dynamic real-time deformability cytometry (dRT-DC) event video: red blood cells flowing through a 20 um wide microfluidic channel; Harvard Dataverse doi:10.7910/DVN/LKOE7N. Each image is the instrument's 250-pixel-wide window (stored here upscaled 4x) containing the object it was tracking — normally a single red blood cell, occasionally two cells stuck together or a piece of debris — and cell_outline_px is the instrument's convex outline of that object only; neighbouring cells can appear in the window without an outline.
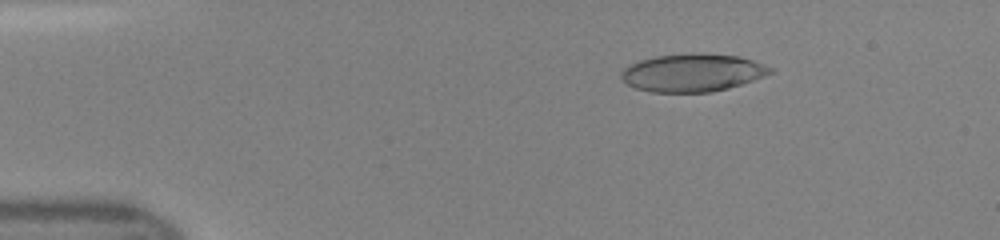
{"species": "human", "species_latin": "Homo sapiens", "temperature_condition": "room temperature", "stored_images_in_passage": 45, "camera_frame_rate_fps": 3000, "um_per_image_px": 0.085, "donor": {"sex": "female"}, "frame": {"image": 1, "passage_image": 7, "time_ms": 2.0, "image_size_px": [1000, 240], "cell_outline_px": [[776, 72], [728, 88], [712, 92], [652, 92], [636, 88], [628, 84], [620, 76], [620, 72], [628, 64], [640, 60], [656, 56], [688, 52], [704, 52], [740, 56], [776, 68]], "centroid_in_image_um": [58.89, 6.15], "position_along_channel_um": 26.1, "area_um2": 33.35}}
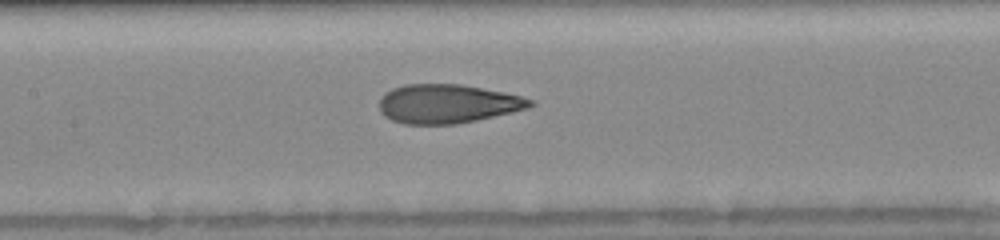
{"frame": {"image": 2, "passage_image": 22, "time_ms": 7.0, "image_size_px": [1000, 240], "cell_outline_px": [[536, 104], [528, 108], [512, 112], [476, 120], [456, 124], [404, 124], [392, 120], [384, 116], [380, 112], [380, 96], [384, 92], [392, 88], [404, 84], [460, 84], [504, 92], [536, 100]], "centroid_in_image_um": [38.03, 8.82], "position_along_channel_um": 169.4, "area_um2": 34.39}}
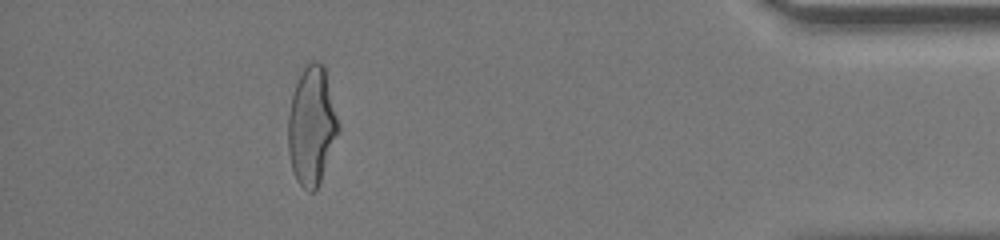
{"frame": {"image": 3, "passage_image": 42, "time_ms": 13.667, "image_size_px": [1000, 240], "cell_outline_px": [[340, 132], [320, 180], [316, 188], [312, 192], [308, 192], [296, 180], [292, 168], [288, 152], [288, 116], [292, 96], [296, 84], [304, 64], [312, 60], [316, 60], [324, 64], [340, 124]], "centroid_in_image_um": [26.51, 10.65], "position_along_channel_um": 408.7, "area_um2": 34.97}}